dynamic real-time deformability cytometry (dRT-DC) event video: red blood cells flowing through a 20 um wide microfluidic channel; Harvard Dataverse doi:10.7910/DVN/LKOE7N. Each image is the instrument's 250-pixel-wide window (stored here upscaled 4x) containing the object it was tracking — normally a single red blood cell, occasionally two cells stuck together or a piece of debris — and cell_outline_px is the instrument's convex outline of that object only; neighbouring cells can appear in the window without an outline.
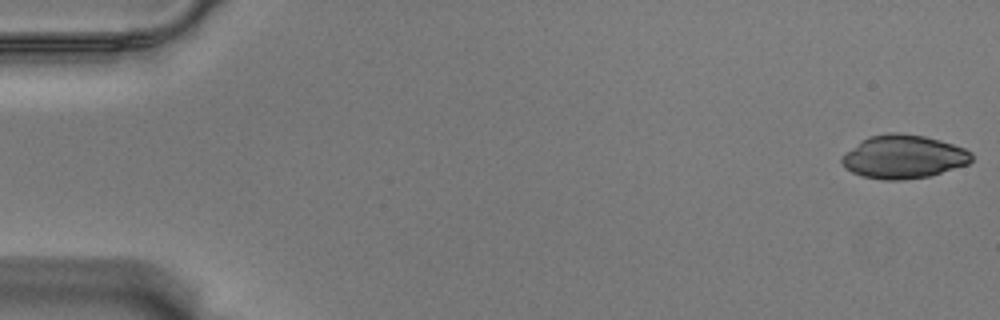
{"species": "Egyptian fruit bat (a non-hibernating species)", "species_latin": "Rousettus aegyptiacus", "temperature_condition": "warm", "stored_images_in_passage": 18, "camera_frame_rate_fps": 3000, "um_per_image_px": 0.085, "animal": {"sex": "male"}, "frame": {"image": 1, "passage_image": 1, "time_ms": 0.0, "image_size_px": [1000, 320], "cell_outline_px": [[972, 160], [968, 164], [928, 176], [904, 180], [884, 180], [864, 176], [852, 172], [844, 168], [840, 160], [860, 140], [868, 136], [888, 132], [900, 132], [924, 136], [940, 140], [964, 148], [972, 152]], "centroid_in_image_um": [76.79, 13.31], "position_along_channel_um": 8.2, "area_um2": 32.77}}
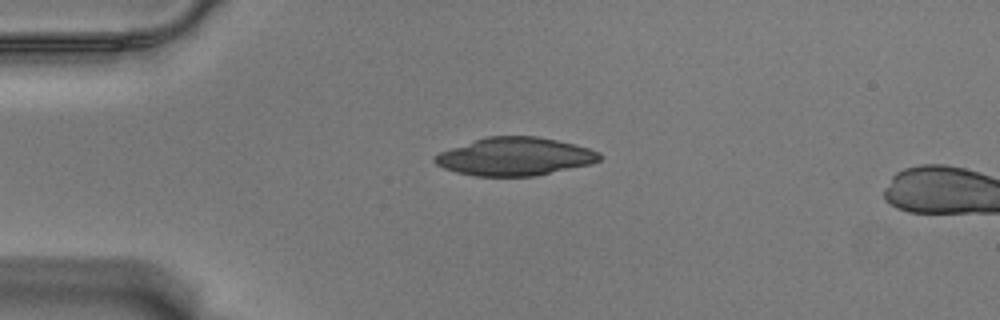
{"frame": {"image": 2, "passage_image": 14, "time_ms": 4.333, "image_size_px": [1000, 320], "cell_outline_px": [[600, 160], [588, 164], [536, 176], [476, 176], [456, 172], [444, 168], [436, 164], [432, 160], [432, 156], [440, 152], [484, 136], [536, 136], [576, 144], [600, 152]], "centroid_in_image_um": [43.72, 13.3], "position_along_channel_um": 41.3, "area_um2": 36.47}}